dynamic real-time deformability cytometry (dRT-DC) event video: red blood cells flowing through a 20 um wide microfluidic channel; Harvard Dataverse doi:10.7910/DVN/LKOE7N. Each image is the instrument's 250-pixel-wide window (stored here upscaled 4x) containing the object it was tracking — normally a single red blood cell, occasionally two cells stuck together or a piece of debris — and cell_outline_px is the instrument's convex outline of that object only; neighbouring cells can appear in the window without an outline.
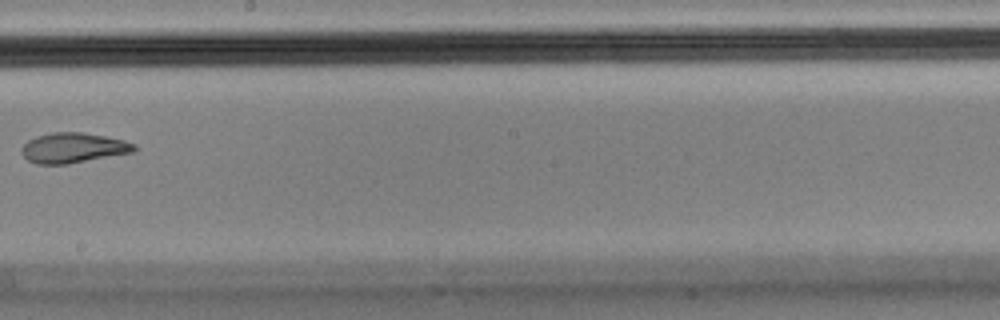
{"species": "Egyptian fruit bat (a non-hibernating species)", "species_latin": "Rousettus aegyptiacus", "temperature_condition": "cold", "stored_images_in_passage": 15, "camera_frame_rate_fps": 3000, "um_per_image_px": 0.085, "animal": {"sex": "male"}, "frame": {"image": 1, "passage_image": 9, "time_ms": 2.667, "image_size_px": [1000, 320], "cell_outline_px": [[136, 148], [132, 152], [68, 164], [36, 164], [28, 160], [20, 152], [24, 144], [28, 140], [36, 136], [52, 132], [84, 132], [124, 140], [136, 144]], "centroid_in_image_um": [6.2, 12.56], "position_along_channel_um": 242.0, "area_um2": 19.71}}